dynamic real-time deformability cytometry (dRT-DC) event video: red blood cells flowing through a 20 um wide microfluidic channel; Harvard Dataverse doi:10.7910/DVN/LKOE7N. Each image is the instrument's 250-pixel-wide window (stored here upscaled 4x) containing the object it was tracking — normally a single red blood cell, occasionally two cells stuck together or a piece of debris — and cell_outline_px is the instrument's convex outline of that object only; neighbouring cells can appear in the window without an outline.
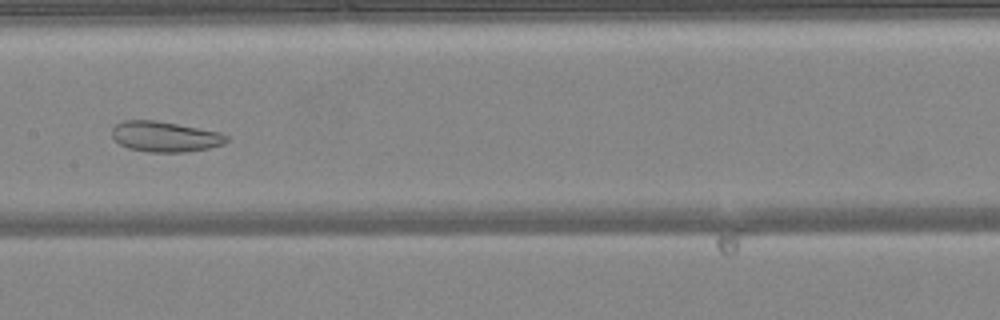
{"species": "common noctule bat (a hibernating species)", "species_latin": "Nyctalus noctula", "temperature_condition": "warm", "stored_images_in_passage": 49, "camera_frame_rate_fps": 3000, "um_per_image_px": 0.085, "animal": {"sex": "female", "body_mass_g": 24.6, "forearm_length_mm": 56.2}, "frame": {"image": 1, "passage_image": 25, "time_ms": 8.0, "image_size_px": [1000, 320], "cell_outline_px": [[228, 140], [224, 144], [208, 148], [184, 152], [148, 152], [128, 148], [120, 144], [112, 136], [112, 128], [116, 124], [124, 120], [156, 120], [220, 132], [228, 136]], "centroid_in_image_um": [14.02, 11.61], "position_along_channel_um": 193.4, "area_um2": 20.29}}
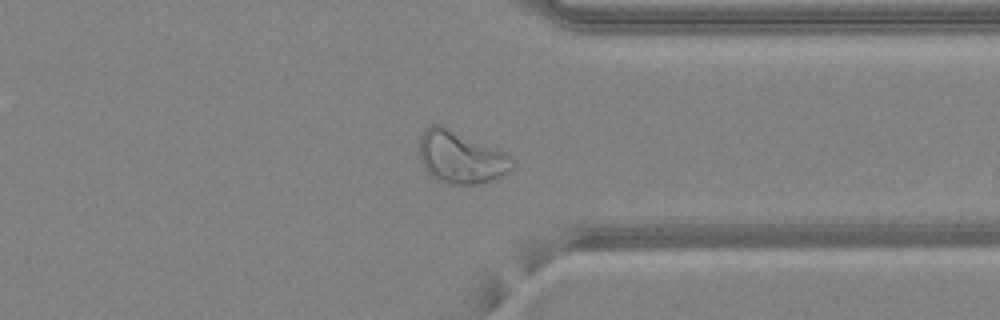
{"frame": {"image": 2, "passage_image": 38, "time_ms": 12.333, "image_size_px": [1000, 320], "cell_outline_px": [[516, 164], [508, 172], [492, 180], [476, 184], [444, 184], [436, 180], [424, 168], [420, 160], [420, 136], [424, 128], [432, 124], [440, 124], [504, 152]], "centroid_in_image_um": [39.13, 13.37], "position_along_channel_um": 372.3, "area_um2": 28.21}}
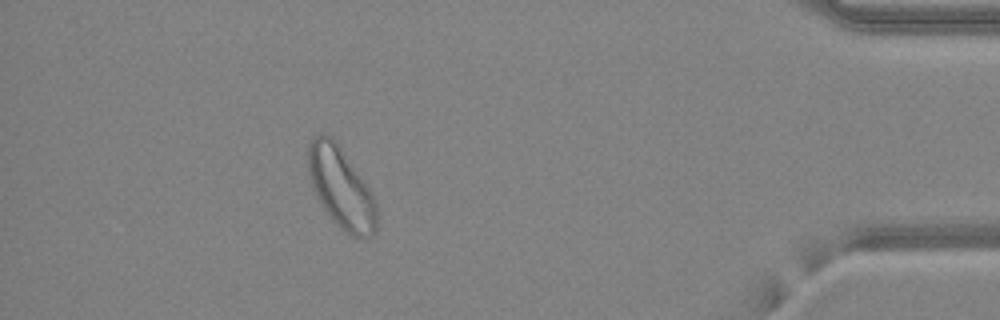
{"frame": {"image": 3, "passage_image": 44, "time_ms": 14.333, "image_size_px": [1000, 320], "cell_outline_px": [[376, 232], [372, 236], [352, 236], [344, 232], [328, 216], [320, 204], [316, 196], [308, 172], [308, 144], [312, 136], [320, 132], [332, 136], [336, 140], [364, 180], [376, 200]], "centroid_in_image_um": [28.96, 15.92], "position_along_channel_um": 406.2, "area_um2": 32.6}, "authors_computed_cell_mechanics": {"area_um2": 29.8826, "velocity_mm_per_s": 4.189, "shape_relaxation_time_tau1_ms": null, "shape_relaxation_time_tau2_ms": 3.6413, "deformation_change_tau1": null, "deformation_change_tau2": 0.1002}}